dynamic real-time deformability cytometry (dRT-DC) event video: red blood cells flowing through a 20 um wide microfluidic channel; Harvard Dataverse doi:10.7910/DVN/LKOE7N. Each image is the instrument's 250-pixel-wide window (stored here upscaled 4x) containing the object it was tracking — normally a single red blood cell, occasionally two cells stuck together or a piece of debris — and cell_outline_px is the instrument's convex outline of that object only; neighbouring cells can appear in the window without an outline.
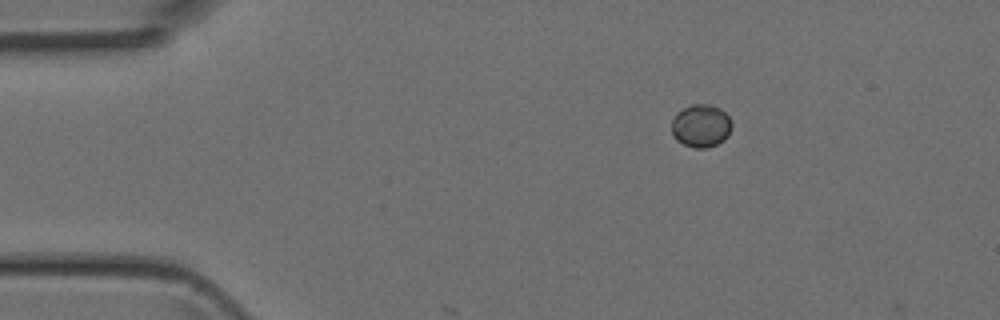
{"species": "Egyptian fruit bat (a non-hibernating species)", "species_latin": "Rousettus aegyptiacus", "temperature_condition": "room temperature", "stored_images_in_passage": 2, "camera_frame_rate_fps": 3000, "um_per_image_px": 0.085, "animal": {"sex": "female"}, "frame": {"image": 1, "passage_image": 1, "time_ms": 0.0, "image_size_px": [1000, 320], "cell_outline_px": [[732, 128], [728, 136], [724, 140], [708, 148], [692, 148], [676, 140], [672, 136], [672, 120], [684, 108], [692, 104], [708, 104], [720, 108], [728, 116], [732, 124]], "centroid_in_image_um": [59.6, 10.71], "position_along_channel_um": 25.4, "area_um2": 15.03}}